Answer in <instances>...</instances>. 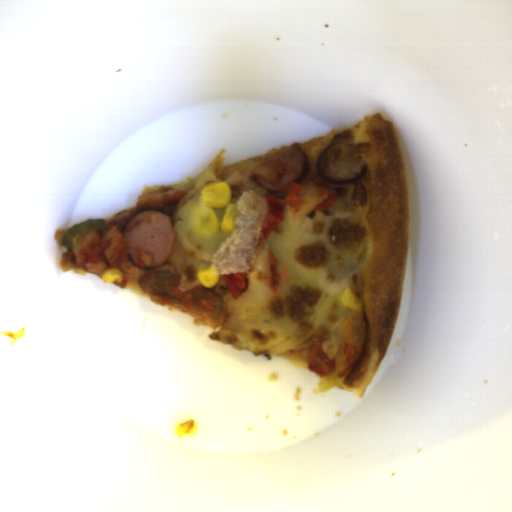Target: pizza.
<instances>
[{
  "label": "pizza",
  "mask_w": 512,
  "mask_h": 512,
  "mask_svg": "<svg viewBox=\"0 0 512 512\" xmlns=\"http://www.w3.org/2000/svg\"><path fill=\"white\" fill-rule=\"evenodd\" d=\"M334 142L359 152L364 175L346 184L322 179L316 162ZM291 145L307 154V173L272 193L253 172ZM226 152L196 177L144 189L133 210L79 235L72 251L62 244L71 228L55 231L64 249L60 266L101 278L117 268L115 285L193 315L220 345L318 374L315 395L339 387L363 398L388 349L407 272L410 194L395 125L375 113L232 165L224 164ZM222 182L239 207L235 230L197 233L206 212L201 192ZM148 210L169 216L174 238L161 266L142 269L122 233ZM209 265L220 281L205 288L195 274Z\"/></svg>",
  "instance_id": "pizza-1"
}]
</instances>
